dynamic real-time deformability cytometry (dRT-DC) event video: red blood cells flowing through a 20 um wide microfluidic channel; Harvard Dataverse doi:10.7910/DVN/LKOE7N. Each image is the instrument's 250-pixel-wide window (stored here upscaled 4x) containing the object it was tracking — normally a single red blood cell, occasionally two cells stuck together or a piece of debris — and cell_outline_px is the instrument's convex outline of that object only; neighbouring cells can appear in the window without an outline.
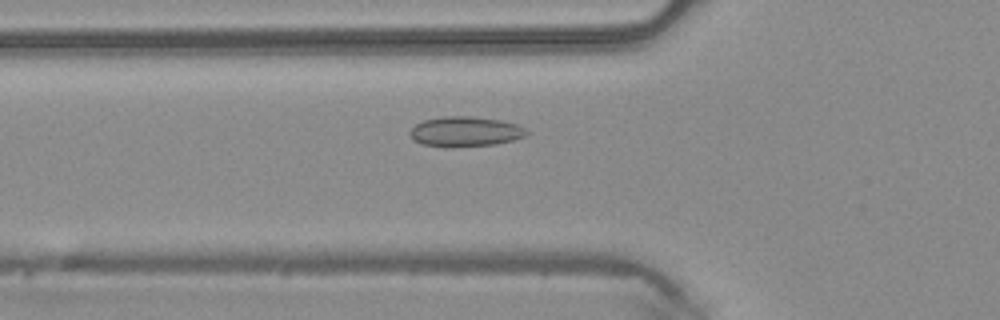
{"species": "common noctule bat (a hibernating species)", "species_latin": "Nyctalus noctula", "temperature_condition": "warm", "stored_images_in_passage": 38, "camera_frame_rate_fps": 3000, "um_per_image_px": 0.085, "animal": {"sex": "male", "body_mass_g": 20.4}, "frame": {"image": 1, "passage_image": 7, "time_ms": 2.0, "image_size_px": [1000, 320], "cell_outline_px": [[528, 132], [524, 136], [512, 140], [496, 144], [452, 148], [420, 144], [412, 140], [408, 132], [416, 124], [424, 120], [444, 116], [472, 116], [500, 120], [516, 124], [524, 128]], "centroid_in_image_um": [39.49, 11.2], "position_along_channel_um": 86.3, "area_um2": 20.58}}
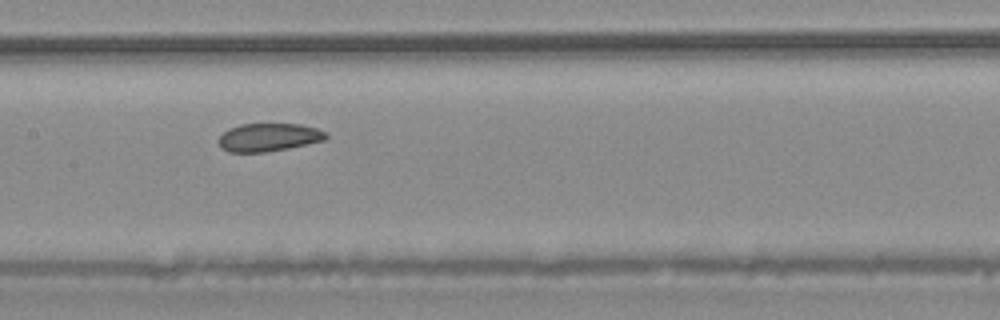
{"frame": {"image": 2, "passage_image": 14, "time_ms": 4.333, "image_size_px": [1000, 320], "cell_outline_px": [[328, 136], [324, 140], [288, 148], [264, 152], [228, 152], [220, 148], [216, 140], [228, 128], [240, 124], [300, 124], [316, 128], [328, 132]], "centroid_in_image_um": [22.8, 11.67], "position_along_channel_um": 184.6, "area_um2": 17.69}}
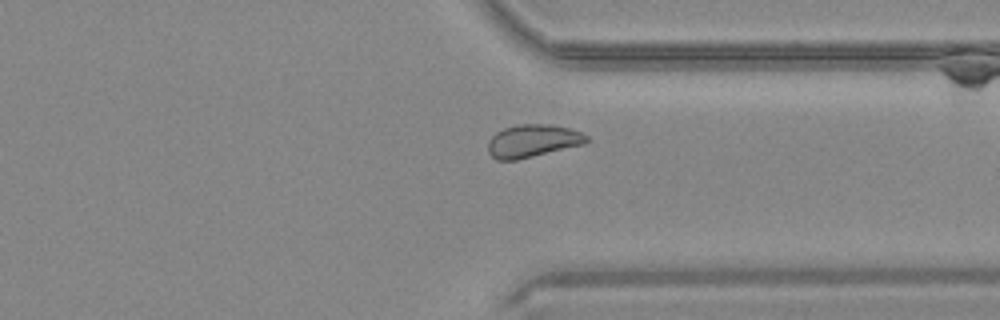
{"frame": {"image": 3, "passage_image": 27, "time_ms": 8.667, "image_size_px": [1000, 320], "cell_outline_px": [[588, 140], [584, 144], [516, 160], [496, 160], [488, 152], [488, 140], [496, 132], [504, 128], [520, 124], [548, 124], [568, 128], [580, 132], [588, 136]], "centroid_in_image_um": [45.25, 11.98], "position_along_channel_um": 366.2, "area_um2": 18.67}, "authors_computed_cell_mechanics": {"area_um2": 18.9584, "velocity_mm_per_s": 4.1851, "shape_relaxation_time_tau1_ms": null, "shape_relaxation_time_tau2_ms": 2.8758, "deformation_change_tau1": null, "deformation_change_tau2": 0.06}}